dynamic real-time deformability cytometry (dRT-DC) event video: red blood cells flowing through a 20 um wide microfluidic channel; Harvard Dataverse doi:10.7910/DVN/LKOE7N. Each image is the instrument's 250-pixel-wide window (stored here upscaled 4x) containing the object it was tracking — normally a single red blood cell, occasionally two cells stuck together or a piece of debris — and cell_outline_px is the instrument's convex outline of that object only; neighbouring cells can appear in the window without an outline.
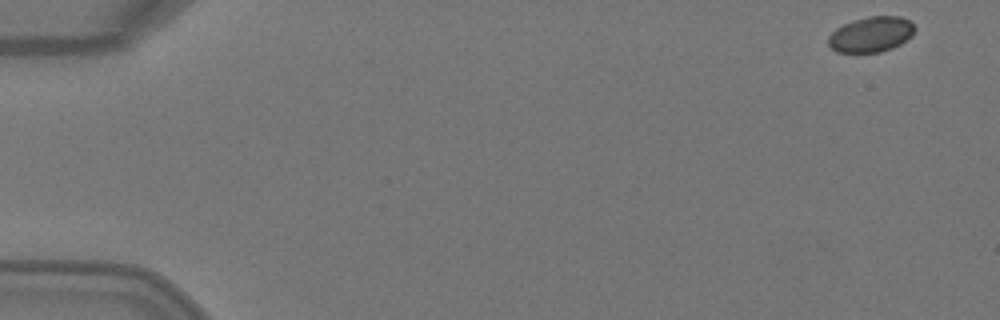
{"species": "Egyptian fruit bat (a non-hibernating species)", "species_latin": "Rousettus aegyptiacus", "temperature_condition": "warm", "stored_images_in_passage": 4, "camera_frame_rate_fps": 3000, "um_per_image_px": 0.085, "animal": {"sex": "female"}, "frame": {"image": 1, "passage_image": 1, "time_ms": 0.0, "image_size_px": [1000, 320], "cell_outline_px": [[916, 28], [912, 36], [900, 44], [892, 48], [880, 52], [836, 52], [828, 44], [828, 36], [836, 28], [852, 20], [868, 16], [900, 16], [908, 20]], "centroid_in_image_um": [74.04, 2.92], "position_along_channel_um": 11.0, "area_um2": 17.86}}
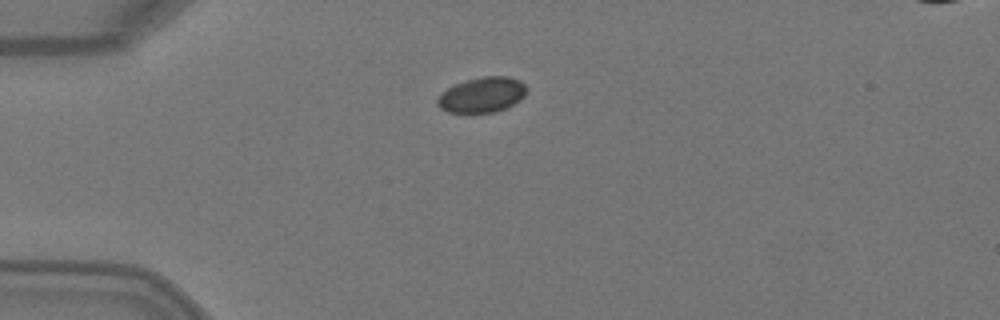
{"frame": {"image": 2, "passage_image": 4, "time_ms": 1.0, "image_size_px": [1000, 320], "cell_outline_px": [[528, 88], [524, 96], [520, 100], [508, 108], [496, 112], [448, 112], [440, 108], [436, 104], [436, 100], [448, 88], [456, 84], [468, 80], [484, 76], [508, 76], [520, 80]], "centroid_in_image_um": [41.03, 8.06], "position_along_channel_um": 44.0, "area_um2": 18.26}}